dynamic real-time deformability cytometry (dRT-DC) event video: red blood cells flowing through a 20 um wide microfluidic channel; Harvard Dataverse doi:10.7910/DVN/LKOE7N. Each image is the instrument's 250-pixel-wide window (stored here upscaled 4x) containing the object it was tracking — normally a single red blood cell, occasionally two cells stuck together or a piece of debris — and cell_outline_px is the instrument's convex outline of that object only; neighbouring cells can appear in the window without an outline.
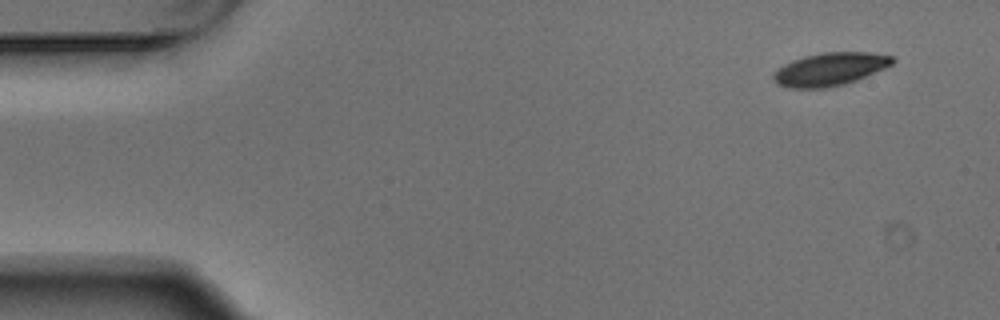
{"species": "Egyptian fruit bat (a non-hibernating species)", "species_latin": "Rousettus aegyptiacus", "temperature_condition": "warm", "stored_images_in_passage": 5, "camera_frame_rate_fps": 3000, "um_per_image_px": 0.085, "animal": {"sex": "male"}, "frame": {"image": 1, "passage_image": 1, "time_ms": 0.0, "image_size_px": [1000, 320], "cell_outline_px": [[896, 60], [892, 64], [884, 68], [856, 80], [844, 84], [824, 88], [788, 88], [776, 84], [772, 80], [772, 72], [784, 64], [792, 60], [804, 56], [824, 52], [868, 52], [892, 56]], "centroid_in_image_um": [70.49, 5.88], "position_along_channel_um": 14.5, "area_um2": 22.95}}
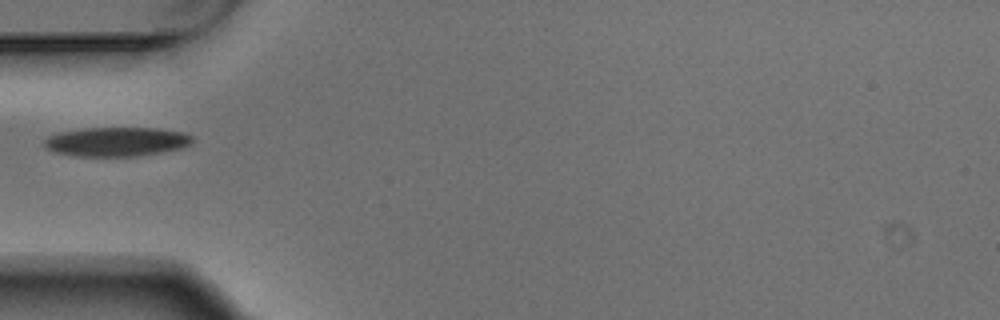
{"frame": {"image": 2, "passage_image": 4, "time_ms": 1.0, "image_size_px": [1000, 320], "cell_outline_px": [[192, 144], [180, 148], [160, 152], [136, 156], [76, 156], [52, 152], [44, 148], [44, 140], [48, 136], [60, 132], [84, 128], [156, 128], [184, 132], [192, 136]], "centroid_in_image_um": [9.87, 12.04], "position_along_channel_um": 75.1, "area_um2": 25.26}}
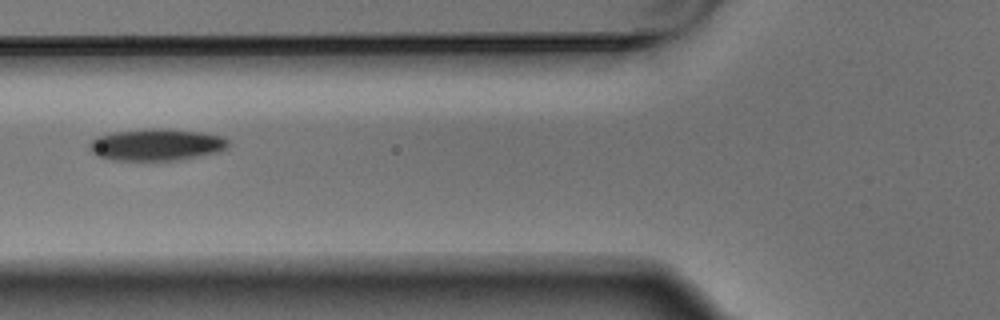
{"frame": {"image": 3, "passage_image": 5, "time_ms": 1.333, "image_size_px": [1000, 320], "cell_outline_px": [[228, 148], [220, 152], [180, 160], [112, 160], [96, 156], [88, 148], [88, 144], [96, 136], [112, 132], [148, 128], [160, 128], [200, 132], [220, 136], [228, 140]], "centroid_in_image_um": [13.27, 12.3], "position_along_channel_um": 112.5, "area_um2": 26.01}}